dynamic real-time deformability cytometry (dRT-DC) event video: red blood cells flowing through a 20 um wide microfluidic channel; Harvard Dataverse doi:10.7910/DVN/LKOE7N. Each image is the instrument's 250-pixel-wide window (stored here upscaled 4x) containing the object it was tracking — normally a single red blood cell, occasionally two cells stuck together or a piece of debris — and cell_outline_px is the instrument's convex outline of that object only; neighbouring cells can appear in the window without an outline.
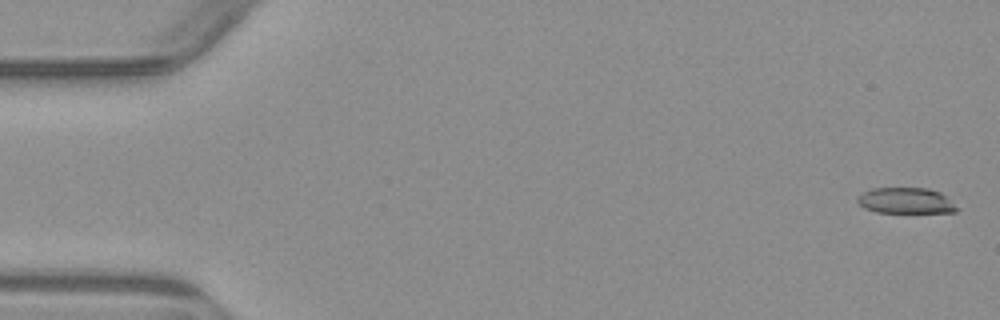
{"species": "common noctule bat (a hibernating species)", "species_latin": "Nyctalus noctula", "temperature_condition": "warm", "stored_images_in_passage": 5, "camera_frame_rate_fps": 3000, "um_per_image_px": 0.085, "animal": {"sex": "male", "body_mass_g": 23.1, "forearm_length_mm": 52.7}, "frame": {"image": 1, "passage_image": 1, "time_ms": 0.0, "image_size_px": [1000, 320], "cell_outline_px": [[960, 208], [956, 212], [876, 212], [864, 208], [856, 200], [864, 192], [872, 188], [928, 188], [940, 192]], "centroid_in_image_um": [77.02, 17.05], "position_along_channel_um": 8.0, "area_um2": 14.85}}
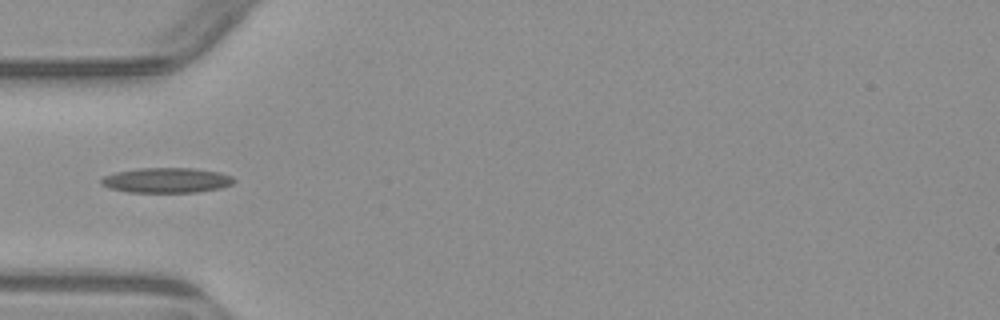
{"frame": {"image": 2, "passage_image": 4, "time_ms": 5.333, "image_size_px": [1000, 320], "cell_outline_px": [[236, 180], [232, 184], [220, 188], [196, 192], [128, 192], [108, 188], [100, 184], [100, 180], [104, 176], [116, 172], [140, 168], [192, 168], [220, 172], [232, 176]], "centroid_in_image_um": [14.15, 15.32], "position_along_channel_um": 70.8, "area_um2": 19.42}}
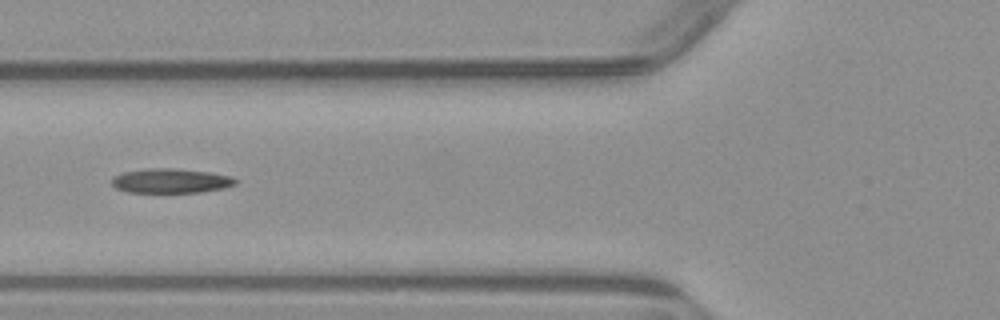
{"frame": {"image": 3, "passage_image": 5, "time_ms": 6.333, "image_size_px": [1000, 320], "cell_outline_px": [[236, 184], [224, 188], [200, 192], [128, 192], [116, 188], [112, 184], [112, 176], [124, 172], [148, 168], [176, 168], [208, 172], [232, 176], [236, 180]], "centroid_in_image_um": [14.51, 15.36], "position_along_channel_um": 111.3, "area_um2": 17.63}}